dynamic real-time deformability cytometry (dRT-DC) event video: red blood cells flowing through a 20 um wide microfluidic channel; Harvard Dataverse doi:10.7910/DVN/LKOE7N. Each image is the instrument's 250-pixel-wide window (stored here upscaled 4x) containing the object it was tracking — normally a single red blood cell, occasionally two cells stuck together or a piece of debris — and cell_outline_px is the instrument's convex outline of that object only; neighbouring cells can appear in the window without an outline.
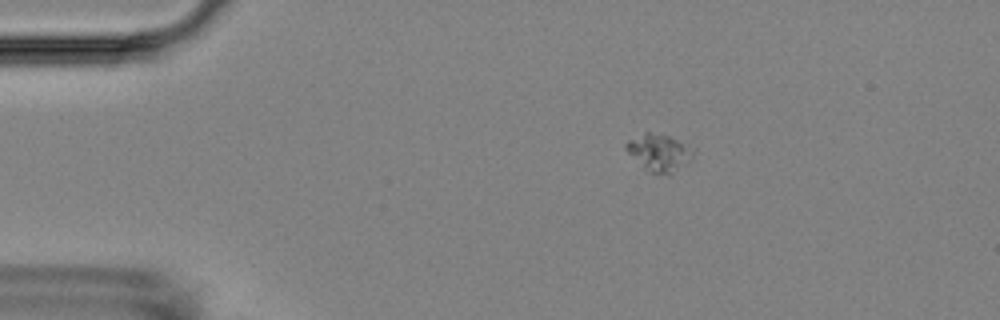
{"species": "Egyptian fruit bat (a non-hibernating species)", "species_latin": "Rousettus aegyptiacus", "temperature_condition": "room temperature", "stored_images_in_passage": 7, "camera_frame_rate_fps": 3000, "um_per_image_px": 0.085, "animal": {"sex": "female"}, "frame": {"image": 1, "passage_image": 1, "time_ms": 0.0, "image_size_px": [1000, 320], "cell_outline_px": [[696, 148], [692, 160], [668, 172], [652, 172], [628, 152], [624, 148], [624, 144], [628, 140], [644, 132], [648, 132], [668, 136], [688, 144]], "centroid_in_image_um": [56.06, 12.89], "position_along_channel_um": 28.9, "area_um2": 13.87}}
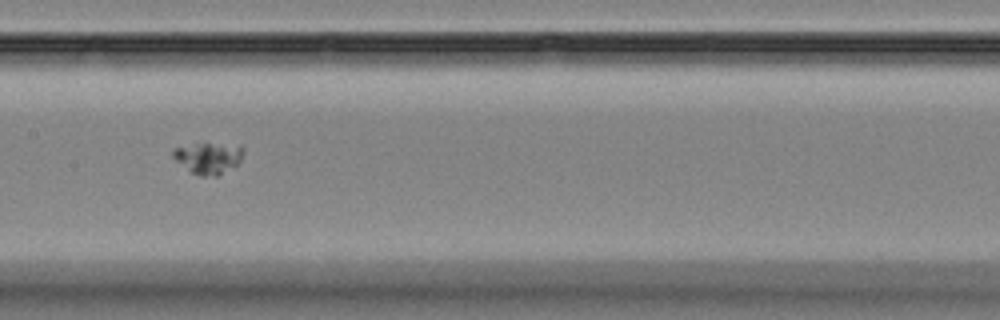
{"frame": {"image": 2, "passage_image": 6, "time_ms": 6.0, "image_size_px": [1000, 320], "cell_outline_px": [[244, 152], [240, 160], [236, 164], [220, 176], [200, 176], [192, 172], [176, 160], [172, 156], [172, 152], [176, 148], [200, 144], [208, 144], [244, 148]], "centroid_in_image_um": [17.7, 13.48], "position_along_channel_um": 189.7, "area_um2": 12.14}}
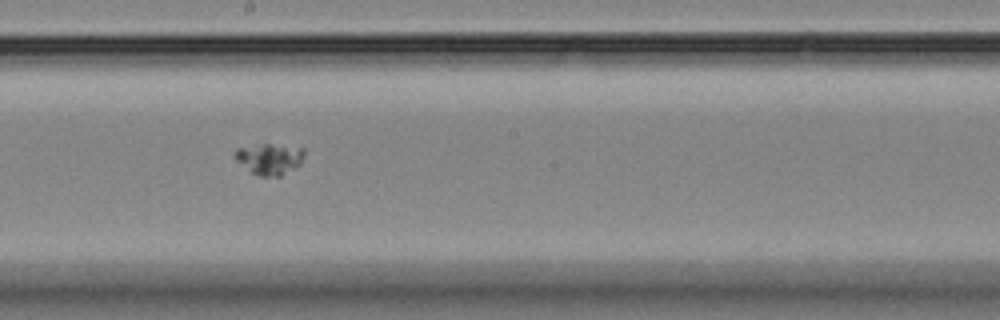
{"frame": {"image": 3, "passage_image": 7, "time_ms": 7.0, "image_size_px": [1000, 320], "cell_outline_px": [[304, 156], [300, 164], [296, 168], [280, 176], [260, 176], [252, 172], [236, 160], [232, 156], [232, 152], [236, 148], [264, 144], [272, 144], [304, 148]], "centroid_in_image_um": [22.9, 13.5], "position_along_channel_um": 225.3, "area_um2": 12.6}}